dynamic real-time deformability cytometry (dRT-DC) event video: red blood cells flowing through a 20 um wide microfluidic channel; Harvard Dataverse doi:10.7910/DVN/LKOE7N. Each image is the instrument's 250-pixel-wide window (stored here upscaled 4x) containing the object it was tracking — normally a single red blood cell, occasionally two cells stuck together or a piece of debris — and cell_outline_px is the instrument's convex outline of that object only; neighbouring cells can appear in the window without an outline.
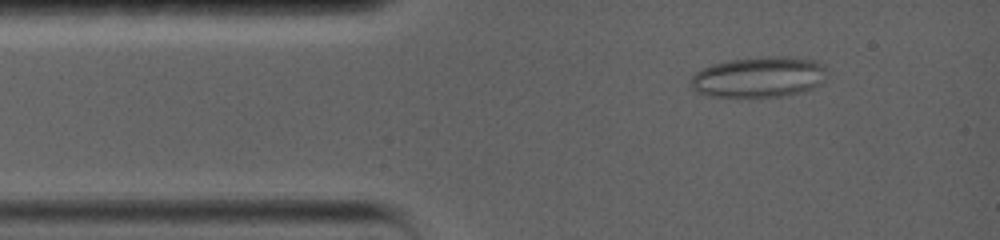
{"species": "common noctule bat (a hibernating species)", "species_latin": "Nyctalus noctula", "temperature_condition": "warm", "stored_images_in_passage": 115, "camera_frame_rate_fps": 5000, "um_per_image_px": 0.085, "animal": {"sex": "female", "body_mass_g": 19.0, "forearm_length_mm": 56.7}, "frame": {"image": 1, "passage_image": 6, "time_ms": 1.2, "image_size_px": [1000, 240], "cell_outline_px": [[824, 80], [820, 84], [812, 88], [800, 92], [780, 96], [712, 96], [696, 92], [692, 88], [688, 80], [696, 72], [712, 64], [728, 60], [760, 56], [788, 56], [816, 60], [824, 64]], "centroid_in_image_um": [64.49, 6.52], "position_along_channel_um": 20.5, "area_um2": 32.31}}
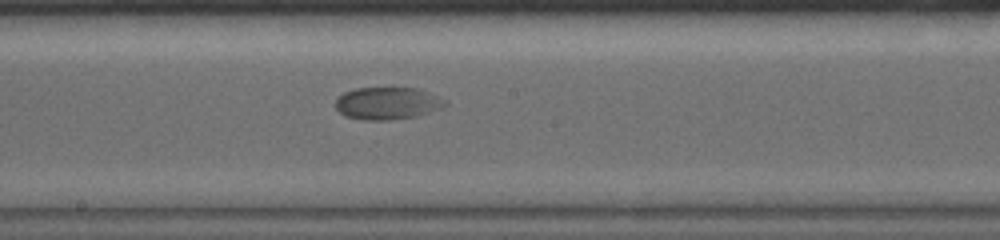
{"frame": {"image": 2, "passage_image": 44, "time_ms": 7.8, "image_size_px": [1000, 240], "cell_outline_px": [[448, 104], [440, 108], [416, 116], [392, 120], [364, 120], [344, 116], [336, 108], [336, 100], [344, 92], [356, 88], [392, 84], [416, 88], [428, 92], [444, 100]], "centroid_in_image_um": [32.9, 8.73], "position_along_channel_um": 215.3, "area_um2": 21.33}}
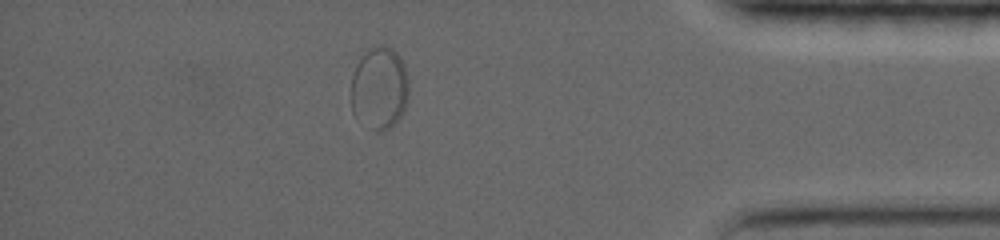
{"frame": {"image": 3, "passage_image": 86, "time_ms": 14.2, "image_size_px": [1000, 240], "cell_outline_px": [[408, 96], [404, 108], [400, 116], [388, 128], [380, 132], [376, 132], [356, 116], [352, 112], [352, 76], [356, 64], [376, 44], [384, 44], [392, 48], [400, 56], [404, 64], [408, 80]], "centroid_in_image_um": [32.27, 7.47], "position_along_channel_um": 402.9, "area_um2": 27.46}}